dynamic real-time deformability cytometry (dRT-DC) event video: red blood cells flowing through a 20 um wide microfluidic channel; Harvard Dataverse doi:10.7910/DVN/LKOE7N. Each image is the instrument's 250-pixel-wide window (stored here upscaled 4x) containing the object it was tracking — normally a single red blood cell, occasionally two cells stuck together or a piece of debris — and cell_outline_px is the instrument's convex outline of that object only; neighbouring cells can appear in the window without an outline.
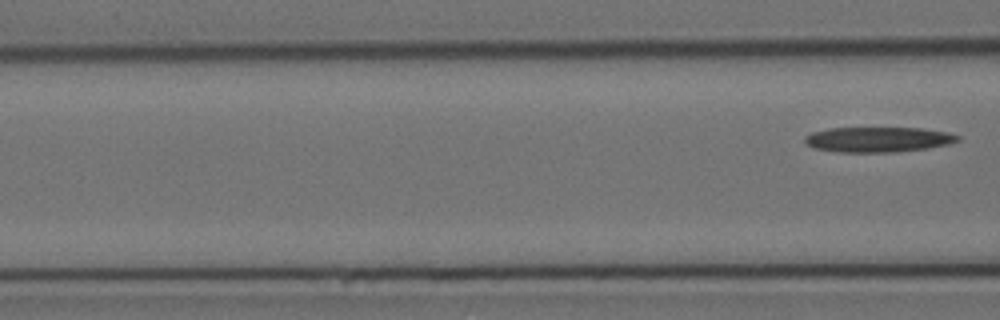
{"species": "Egyptian fruit bat (a non-hibernating species)", "species_latin": "Rousettus aegyptiacus", "temperature_condition": "cold", "stored_images_in_passage": 6, "camera_frame_rate_fps": 3000, "um_per_image_px": 0.085, "animal": {"sex": "female"}, "frame": {"image": 1, "passage_image": 6, "time_ms": 6.667, "image_size_px": [1000, 320], "cell_outline_px": [[960, 140], [948, 144], [928, 148], [896, 152], [840, 152], [816, 148], [808, 144], [804, 140], [804, 136], [812, 132], [828, 128], [920, 128], [948, 132], [960, 136]], "centroid_in_image_um": [74.66, 11.85], "position_along_channel_um": 91.9, "area_um2": 22.37}}